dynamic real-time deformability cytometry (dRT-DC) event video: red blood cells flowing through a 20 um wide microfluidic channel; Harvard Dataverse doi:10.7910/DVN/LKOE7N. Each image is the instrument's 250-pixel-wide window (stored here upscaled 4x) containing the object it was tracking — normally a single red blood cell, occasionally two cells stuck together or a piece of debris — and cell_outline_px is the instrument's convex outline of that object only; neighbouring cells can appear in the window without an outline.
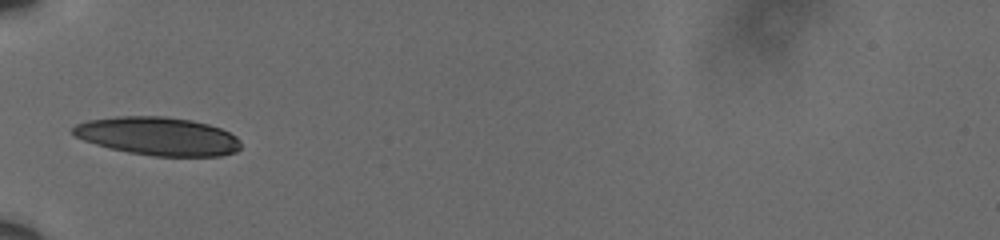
{"species": "human", "species_latin": "Homo sapiens", "temperature_condition": "cold", "stored_images_in_passage": 37, "camera_frame_rate_fps": 3000, "um_per_image_px": 0.085, "donor": {"sex": "male"}, "frame": {"image": 1, "passage_image": 1, "time_ms": 0.0, "image_size_px": [1000, 240], "cell_outline_px": [[240, 148], [236, 152], [220, 156], [152, 156], [128, 152], [96, 144], [84, 140], [76, 136], [72, 132], [72, 128], [76, 124], [88, 120], [116, 116], [164, 116], [192, 120], [208, 124], [220, 128], [236, 136], [240, 140]], "centroid_in_image_um": [13.44, 11.57], "position_along_channel_um": 71.6, "area_um2": 37.4}}
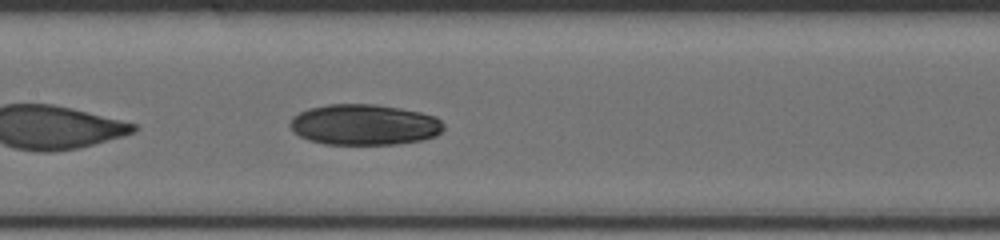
{"frame": {"image": 2, "passage_image": 10, "time_ms": 3.0, "image_size_px": [1000, 240], "cell_outline_px": [[444, 128], [436, 136], [424, 140], [396, 144], [324, 144], [308, 140], [292, 132], [288, 124], [292, 116], [308, 108], [328, 104], [376, 104], [400, 108], [420, 112], [436, 116], [444, 124]], "centroid_in_image_um": [30.94, 10.6], "position_along_channel_um": 176.5, "area_um2": 36.88}}
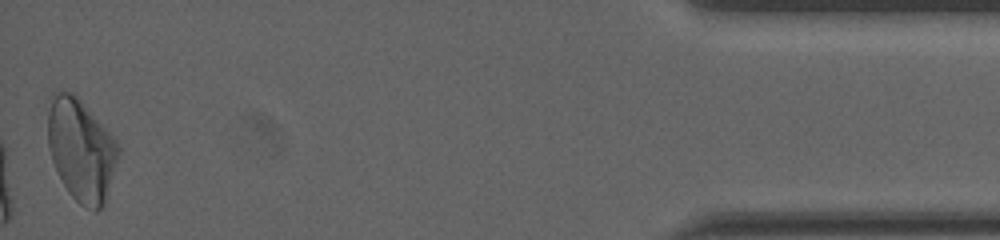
{"frame": {"image": 3, "passage_image": 37, "time_ms": 12.0, "image_size_px": [1000, 240], "cell_outline_px": [[120, 156], [104, 204], [96, 212], [92, 212], [84, 208], [68, 192], [52, 160], [48, 148], [48, 96], [52, 92], [72, 92], [80, 100], [116, 140], [120, 148]], "centroid_in_image_um": [6.9, 12.75], "position_along_channel_um": 428.3, "area_um2": 42.08}, "authors_computed_cell_mechanics": {"area_um2": 36.992, "velocity_mm_per_s": 3.5915, "shape_relaxation_time_tau1_ms": 5.1882, "shape_relaxation_time_tau2_ms": 5.0926, "deformation_change_tau1": 0.1417, "deformation_change_tau2": 0.0826}}